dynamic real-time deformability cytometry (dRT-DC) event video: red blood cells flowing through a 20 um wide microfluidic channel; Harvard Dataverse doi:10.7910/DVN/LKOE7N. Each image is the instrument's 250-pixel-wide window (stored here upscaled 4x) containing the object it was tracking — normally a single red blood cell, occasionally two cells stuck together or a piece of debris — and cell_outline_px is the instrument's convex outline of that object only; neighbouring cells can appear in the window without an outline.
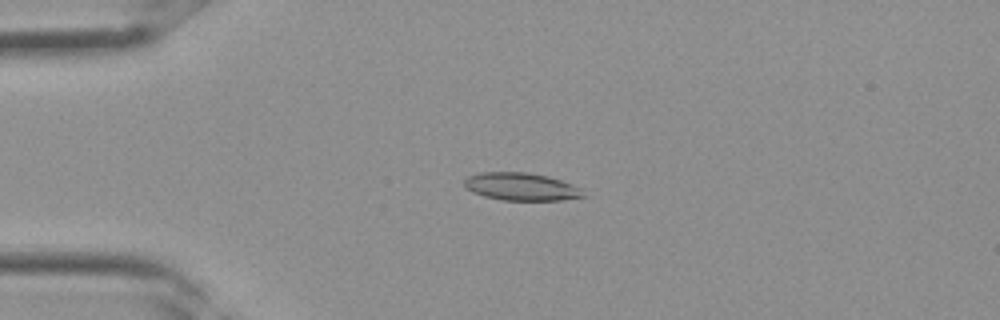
{"species": "Egyptian fruit bat (a non-hibernating species)", "species_latin": "Rousettus aegyptiacus", "temperature_condition": "room temperature", "stored_images_in_passage": 33, "camera_frame_rate_fps": 3000, "um_per_image_px": 0.085, "frame": {"image": 1, "passage_image": 7, "time_ms": 2.0, "image_size_px": [1000, 320], "cell_outline_px": [[588, 196], [560, 200], [500, 200], [484, 196], [472, 192], [464, 188], [464, 180], [468, 176], [480, 172], [528, 172], [548, 176], [572, 184], [580, 188]], "centroid_in_image_um": [44.29, 15.86], "position_along_channel_um": 40.7, "area_um2": 19.36}}
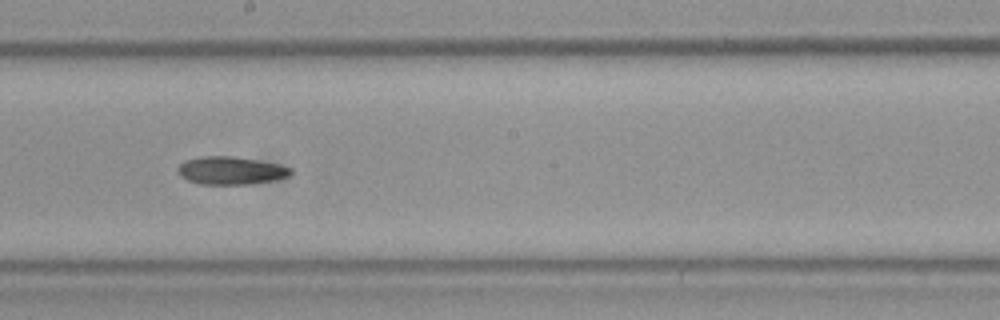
{"frame": {"image": 2, "passage_image": 18, "time_ms": 5.667, "image_size_px": [1000, 320], "cell_outline_px": [[292, 172], [288, 176], [276, 180], [248, 184], [200, 184], [188, 180], [180, 176], [176, 168], [184, 160], [200, 156], [232, 156], [256, 160], [276, 164], [292, 168]], "centroid_in_image_um": [19.58, 14.49], "position_along_channel_um": 228.6, "area_um2": 18.32}}
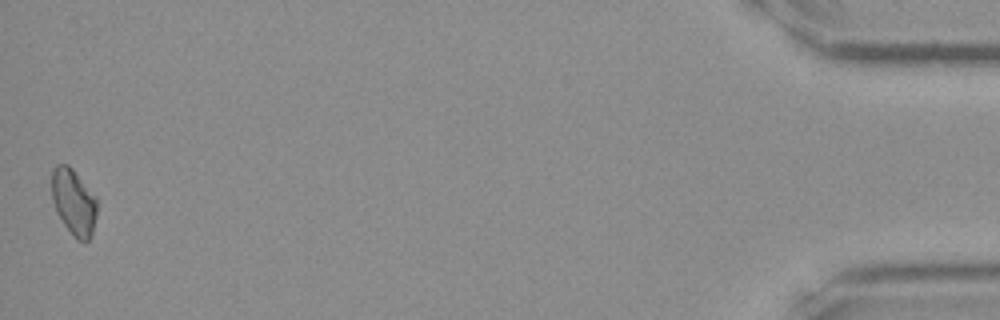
{"frame": {"image": 3, "passage_image": 33, "time_ms": 10.667, "image_size_px": [1000, 320], "cell_outline_px": [[96, 216], [92, 236], [84, 244], [76, 240], [72, 236], [56, 212], [52, 200], [52, 168], [56, 164], [68, 164], [72, 168], [96, 196]], "centroid_in_image_um": [6.26, 17.2], "position_along_channel_um": 428.9, "area_um2": 17.74}}